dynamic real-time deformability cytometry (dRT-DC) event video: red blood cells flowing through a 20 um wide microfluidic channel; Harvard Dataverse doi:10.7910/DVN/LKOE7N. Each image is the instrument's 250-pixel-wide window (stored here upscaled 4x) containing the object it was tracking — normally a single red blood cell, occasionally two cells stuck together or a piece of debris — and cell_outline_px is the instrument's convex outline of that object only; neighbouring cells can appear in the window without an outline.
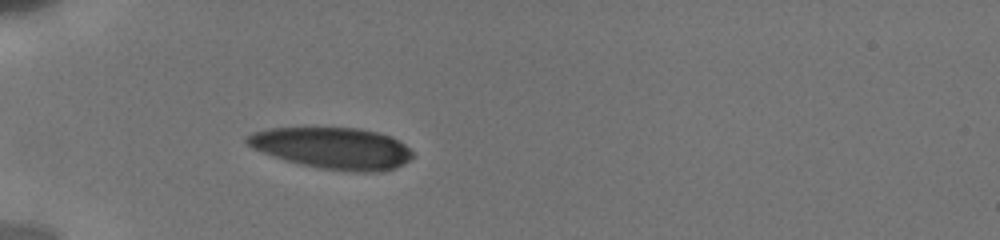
{"species": "human", "species_latin": "Homo sapiens", "temperature_condition": "cold", "stored_images_in_passage": 3, "camera_frame_rate_fps": 3000, "um_per_image_px": 0.085, "donor": {"sex": "male"}, "frame": {"image": 1, "passage_image": 3, "time_ms": 1.333, "image_size_px": [1000, 240], "cell_outline_px": [[416, 156], [404, 164], [396, 168], [380, 172], [356, 172], [320, 168], [300, 164], [284, 160], [272, 156], [252, 148], [244, 140], [244, 136], [252, 132], [272, 128], [360, 128], [376, 132], [388, 136], [404, 144]], "centroid_in_image_um": [28.26, 12.6], "position_along_channel_um": 56.7, "area_um2": 40.11}}